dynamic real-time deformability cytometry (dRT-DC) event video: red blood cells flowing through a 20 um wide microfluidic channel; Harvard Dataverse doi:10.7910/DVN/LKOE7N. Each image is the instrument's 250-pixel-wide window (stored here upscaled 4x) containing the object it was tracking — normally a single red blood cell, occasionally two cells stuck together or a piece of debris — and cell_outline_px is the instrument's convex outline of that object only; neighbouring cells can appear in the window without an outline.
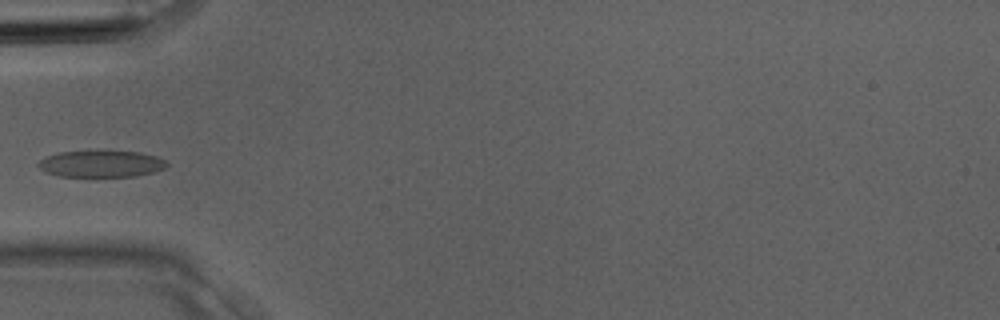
{"species": "Egyptian fruit bat (a non-hibernating species)", "species_latin": "Rousettus aegyptiacus", "temperature_condition": "room temperature", "stored_images_in_passage": 3, "camera_frame_rate_fps": 3000, "um_per_image_px": 0.085, "animal": {"sex": "male"}, "frame": {"image": 1, "passage_image": 3, "time_ms": 0.667, "image_size_px": [1000, 320], "cell_outline_px": [[168, 164], [164, 168], [152, 172], [136, 176], [60, 176], [44, 172], [36, 164], [40, 160], [48, 156], [60, 152], [140, 152], [156, 156], [164, 160]], "centroid_in_image_um": [8.58, 13.94], "position_along_channel_um": 76.4, "area_um2": 19.48}}